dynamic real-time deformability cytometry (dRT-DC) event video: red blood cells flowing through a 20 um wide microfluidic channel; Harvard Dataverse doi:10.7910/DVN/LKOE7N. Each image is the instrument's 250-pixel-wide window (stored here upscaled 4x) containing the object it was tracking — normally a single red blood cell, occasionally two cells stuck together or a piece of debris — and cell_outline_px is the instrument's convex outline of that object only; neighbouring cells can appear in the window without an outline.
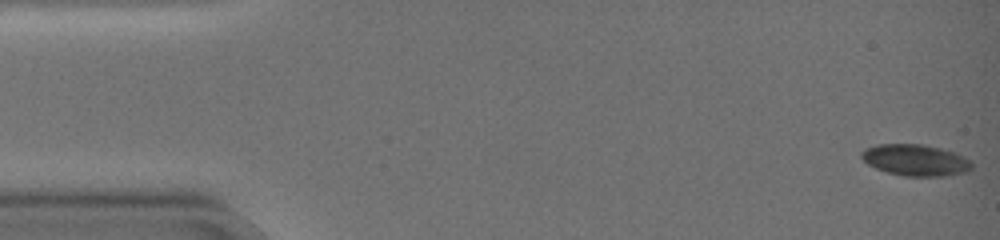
{"species": "common noctule bat (a hibernating species)", "species_latin": "Nyctalus noctula", "temperature_condition": "warm", "stored_images_in_passage": 8, "camera_frame_rate_fps": 3000, "um_per_image_px": 0.085, "animal": {"sex": "female", "body_mass_g": 19.0, "forearm_length_mm": 51.5}, "frame": {"image": 1, "passage_image": 1, "time_ms": 0.0, "image_size_px": [1000, 240], "cell_outline_px": [[972, 168], [968, 172], [944, 176], [904, 176], [888, 172], [876, 168], [868, 164], [860, 156], [860, 152], [864, 148], [876, 144], [924, 144], [940, 148], [964, 156], [972, 164]], "centroid_in_image_um": [77.8, 13.6], "position_along_channel_um": 7.2, "area_um2": 20.23}}